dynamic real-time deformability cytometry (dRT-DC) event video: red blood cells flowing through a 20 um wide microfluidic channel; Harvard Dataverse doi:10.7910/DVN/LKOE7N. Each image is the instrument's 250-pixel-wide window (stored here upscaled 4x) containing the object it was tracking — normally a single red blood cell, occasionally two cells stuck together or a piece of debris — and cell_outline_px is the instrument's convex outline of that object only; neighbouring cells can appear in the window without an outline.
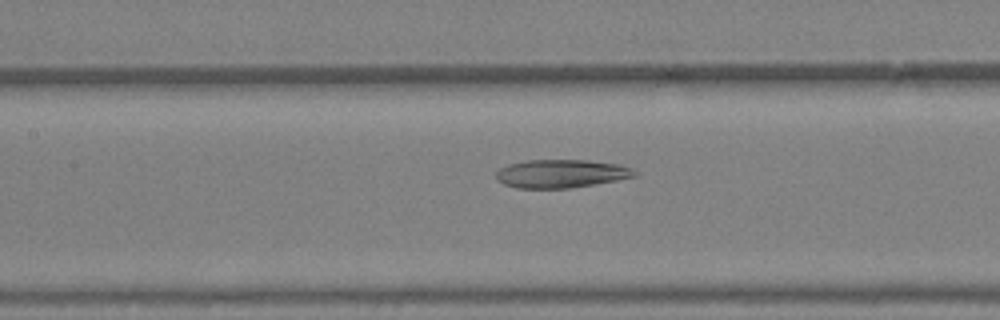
{"species": "Egyptian fruit bat (a non-hibernating species)", "species_latin": "Rousettus aegyptiacus", "temperature_condition": "warm", "stored_images_in_passage": 25, "camera_frame_rate_fps": 3000, "um_per_image_px": 0.085, "animal": {"sex": "female"}, "frame": {"image": 1, "passage_image": 11, "time_ms": 3.333, "image_size_px": [1000, 320], "cell_outline_px": [[636, 176], [616, 180], [572, 188], [516, 188], [504, 184], [496, 180], [496, 172], [500, 168], [508, 164], [524, 160], [588, 160], [620, 164], [632, 168], [636, 172]], "centroid_in_image_um": [47.68, 14.75], "position_along_channel_um": 159.7, "area_um2": 22.95}}
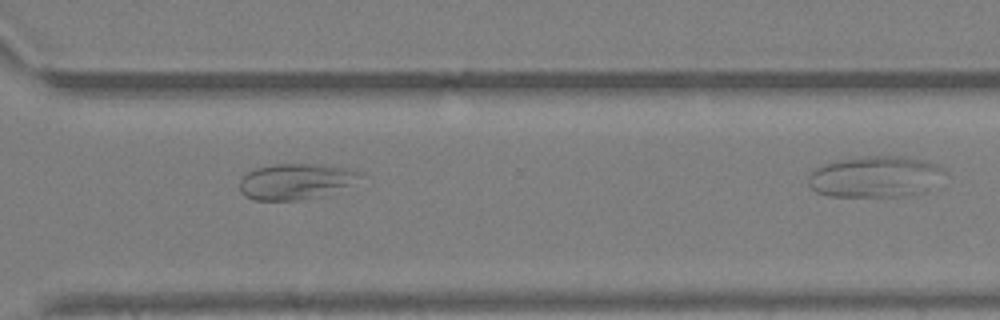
{"frame": {"image": 2, "passage_image": 22, "time_ms": 7.0, "image_size_px": [1000, 320], "cell_outline_px": [[368, 176], [352, 184], [296, 200], [252, 200], [244, 196], [240, 192], [240, 180], [248, 172], [256, 168], [276, 164], [324, 164], [348, 168], [364, 172]], "centroid_in_image_um": [25.14, 15.38], "position_along_channel_um": 345.5, "area_um2": 24.8}}